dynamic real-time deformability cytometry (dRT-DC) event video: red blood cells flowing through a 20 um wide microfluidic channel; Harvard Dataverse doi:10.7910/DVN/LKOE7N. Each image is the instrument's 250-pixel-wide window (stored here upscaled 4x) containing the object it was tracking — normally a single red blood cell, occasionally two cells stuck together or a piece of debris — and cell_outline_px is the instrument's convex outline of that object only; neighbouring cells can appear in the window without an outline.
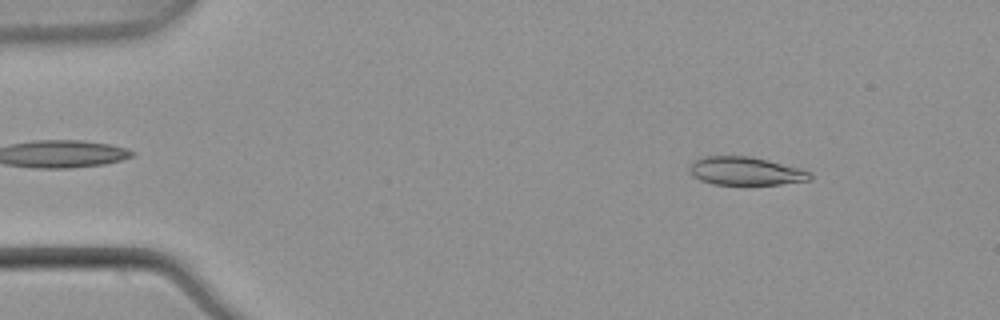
{"species": "common noctule bat (a hibernating species)", "species_latin": "Nyctalus noctula", "temperature_condition": "warm", "stored_images_in_passage": 51, "camera_frame_rate_fps": 3000, "um_per_image_px": 0.085, "animal": {"sex": "male", "body_mass_g": 21.5, "forearm_length_mm": 52.0}, "frame": {"image": 1, "passage_image": 5, "time_ms": 1.333, "image_size_px": [1000, 320], "cell_outline_px": [[812, 180], [780, 184], [744, 188], [712, 184], [700, 180], [692, 176], [688, 172], [688, 168], [692, 160], [704, 156], [752, 156], [804, 168], [812, 172]], "centroid_in_image_um": [63.39, 14.58], "position_along_channel_um": 21.6, "area_um2": 21.33}}
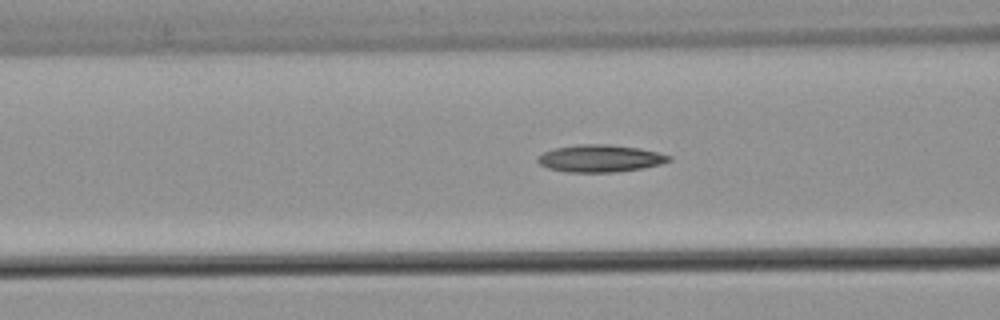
{"frame": {"image": 2, "passage_image": 19, "time_ms": 6.0, "image_size_px": [1000, 320], "cell_outline_px": [[672, 160], [660, 164], [640, 168], [616, 172], [564, 172], [548, 168], [540, 164], [536, 160], [544, 152], [556, 148], [580, 144], [608, 144], [640, 148], [672, 156]], "centroid_in_image_um": [51.02, 13.46], "position_along_channel_um": 115.6, "area_um2": 20.69}}
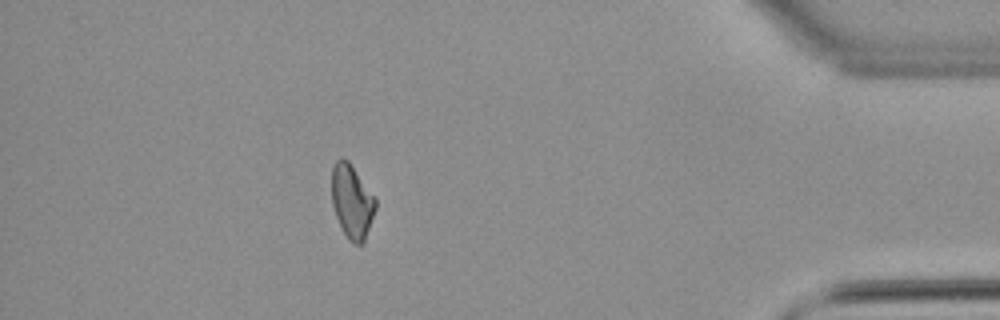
{"frame": {"image": 3, "passage_image": 45, "time_ms": 14.667, "image_size_px": [1000, 320], "cell_outline_px": [[376, 208], [364, 244], [356, 244], [348, 240], [336, 216], [332, 204], [332, 168], [336, 160], [340, 156], [348, 160], [376, 200]], "centroid_in_image_um": [29.91, 17.13], "position_along_channel_um": 405.3, "area_um2": 18.67}}